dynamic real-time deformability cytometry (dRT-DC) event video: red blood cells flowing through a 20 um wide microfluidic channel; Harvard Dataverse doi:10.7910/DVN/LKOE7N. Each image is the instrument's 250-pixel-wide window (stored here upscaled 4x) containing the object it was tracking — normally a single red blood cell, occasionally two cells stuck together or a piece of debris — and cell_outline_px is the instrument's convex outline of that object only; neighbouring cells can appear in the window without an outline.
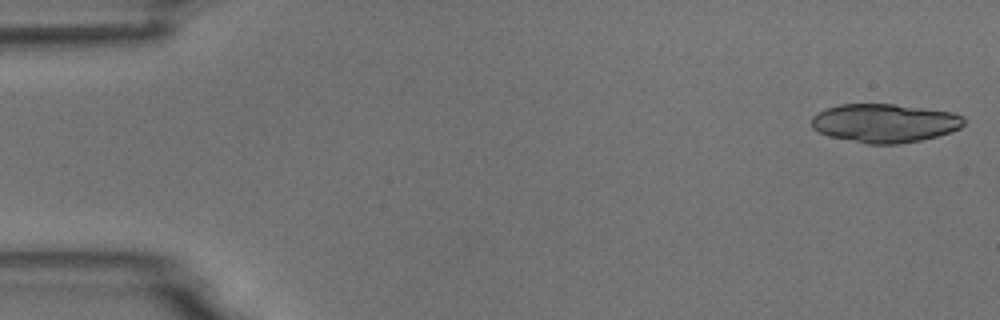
{"species": "common noctule bat (a hibernating species)", "species_latin": "Nyctalus noctula", "temperature_condition": "room temperature", "stored_images_in_passage": 4, "camera_frame_rate_fps": 3000, "um_per_image_px": 0.085, "animal": {"sex": "male", "body_mass_g": 18.8}, "frame": {"image": 1, "passage_image": 1, "time_ms": 0.0, "image_size_px": [1000, 320], "cell_outline_px": [[964, 124], [960, 128], [936, 136], [920, 140], [896, 144], [864, 144], [828, 136], [812, 128], [812, 116], [828, 108], [840, 104], [896, 104], [952, 112], [964, 116]], "centroid_in_image_um": [75.19, 10.46], "position_along_channel_um": 9.8, "area_um2": 34.28}}